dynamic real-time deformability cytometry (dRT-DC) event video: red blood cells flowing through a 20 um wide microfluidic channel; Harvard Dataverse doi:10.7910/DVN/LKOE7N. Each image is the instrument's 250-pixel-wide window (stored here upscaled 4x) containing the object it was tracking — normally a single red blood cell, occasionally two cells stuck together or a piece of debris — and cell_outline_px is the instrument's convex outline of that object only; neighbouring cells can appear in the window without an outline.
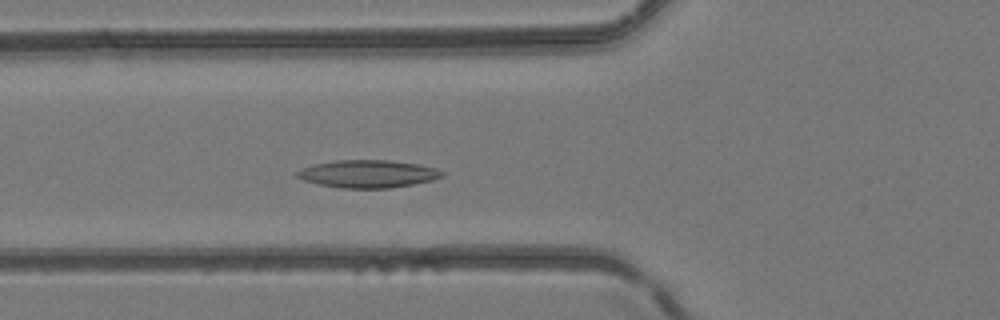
{"species": "common noctule bat (a hibernating species)", "species_latin": "Nyctalus noctula", "temperature_condition": "room temperature", "stored_images_in_passage": 37, "camera_frame_rate_fps": 3000, "um_per_image_px": 0.085, "animal": {"sex": "female", "body_mass_g": 24.6, "forearm_length_mm": 56.2}, "frame": {"image": 1, "passage_image": 10, "time_ms": 3.0, "image_size_px": [1000, 320], "cell_outline_px": [[444, 176], [432, 180], [392, 188], [340, 188], [320, 184], [304, 180], [296, 176], [296, 172], [300, 168], [316, 164], [336, 160], [388, 160], [416, 164], [436, 168], [444, 172]], "centroid_in_image_um": [31.27, 14.78], "position_along_channel_um": 94.5, "area_um2": 23.24}}
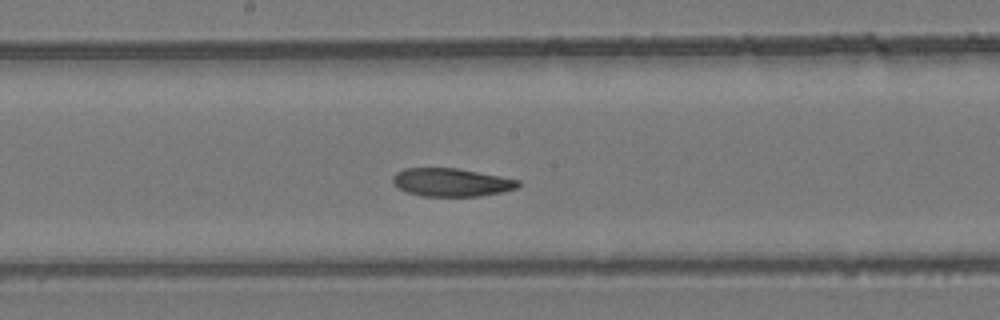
{"frame": {"image": 2, "passage_image": 18, "time_ms": 5.667, "image_size_px": [1000, 320], "cell_outline_px": [[520, 184], [516, 188], [500, 192], [480, 196], [420, 196], [408, 192], [400, 188], [392, 180], [392, 176], [396, 172], [404, 168], [456, 168], [500, 176], [520, 180]], "centroid_in_image_um": [38.36, 15.49], "position_along_channel_um": 209.8, "area_um2": 20.4}}
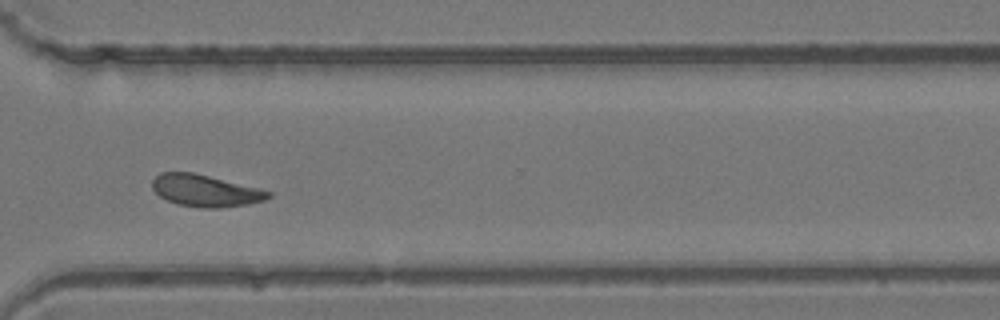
{"frame": {"image": 3, "passage_image": 28, "time_ms": 9.0, "image_size_px": [1000, 320], "cell_outline_px": [[272, 196], [264, 200], [248, 204], [216, 208], [200, 208], [176, 204], [160, 196], [152, 188], [152, 180], [160, 172], [192, 172], [260, 188], [272, 192]], "centroid_in_image_um": [17.46, 16.21], "position_along_channel_um": 353.1, "area_um2": 21.56}}